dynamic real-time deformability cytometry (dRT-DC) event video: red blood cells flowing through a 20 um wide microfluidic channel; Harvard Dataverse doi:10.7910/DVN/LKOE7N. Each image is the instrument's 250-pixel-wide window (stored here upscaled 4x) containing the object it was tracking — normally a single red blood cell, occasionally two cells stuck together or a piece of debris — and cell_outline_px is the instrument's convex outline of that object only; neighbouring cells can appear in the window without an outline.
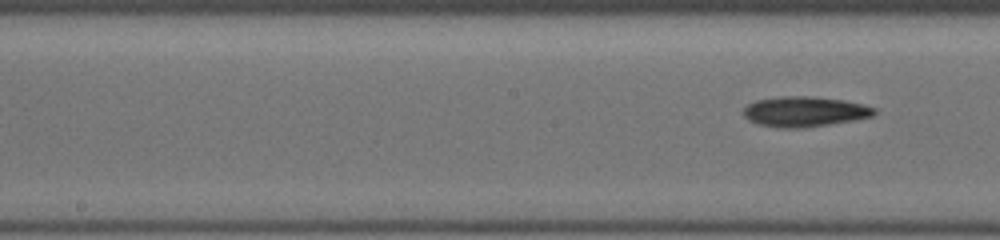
{"species": "common noctule bat (a hibernating species)", "species_latin": "Nyctalus noctula", "temperature_condition": "cold", "stored_images_in_passage": 7, "segment_of_instrument_passage": [2, 2], "camera_frame_rate_fps": 3000, "um_per_image_px": 0.085, "animal": {"sex": "female", "body_mass_g": 19.5, "forearm_length_mm": 54.1}, "frame": {"image": 1, "passage_image": 7, "time_ms": 4.333, "image_size_px": [1000, 240], "cell_outline_px": [[876, 112], [872, 116], [852, 120], [828, 124], [800, 128], [780, 128], [760, 124], [748, 120], [744, 116], [744, 108], [748, 104], [756, 100], [780, 96], [808, 96], [840, 100], [864, 104], [876, 108]], "centroid_in_image_um": [68.37, 9.48], "position_along_channel_um": 179.8, "area_um2": 22.77}}